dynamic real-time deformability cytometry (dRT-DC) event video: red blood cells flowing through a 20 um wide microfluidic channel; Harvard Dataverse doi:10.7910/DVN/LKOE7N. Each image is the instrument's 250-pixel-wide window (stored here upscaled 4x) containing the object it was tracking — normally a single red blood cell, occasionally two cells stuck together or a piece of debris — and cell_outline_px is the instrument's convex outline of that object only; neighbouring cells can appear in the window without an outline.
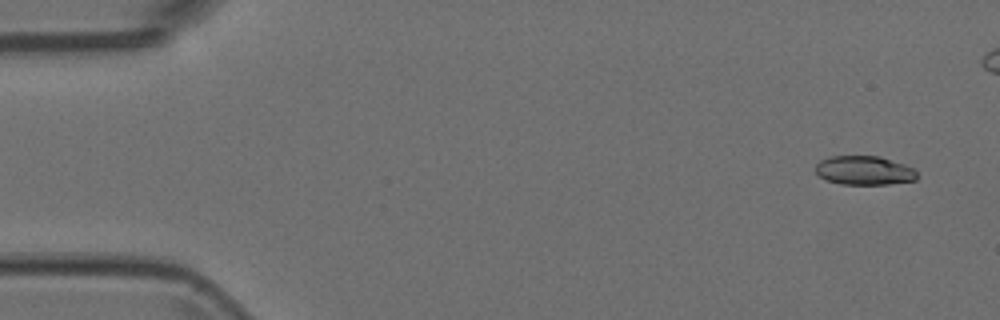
{"species": "Egyptian fruit bat (a non-hibernating species)", "species_latin": "Rousettus aegyptiacus", "temperature_condition": "room temperature", "stored_images_in_passage": 8, "segment_of_instrument_passage": [1, 2], "camera_frame_rate_fps": 3000, "um_per_image_px": 0.085, "animal": {"sex": "female"}, "frame": {"image": 1, "passage_image": 1, "time_ms": 0.0, "image_size_px": [1000, 320], "cell_outline_px": [[916, 180], [888, 184], [840, 184], [824, 180], [816, 172], [816, 164], [820, 160], [828, 156], [880, 156], [904, 164], [912, 168], [916, 172]], "centroid_in_image_um": [73.42, 14.48], "position_along_channel_um": 11.6, "area_um2": 17.17}}
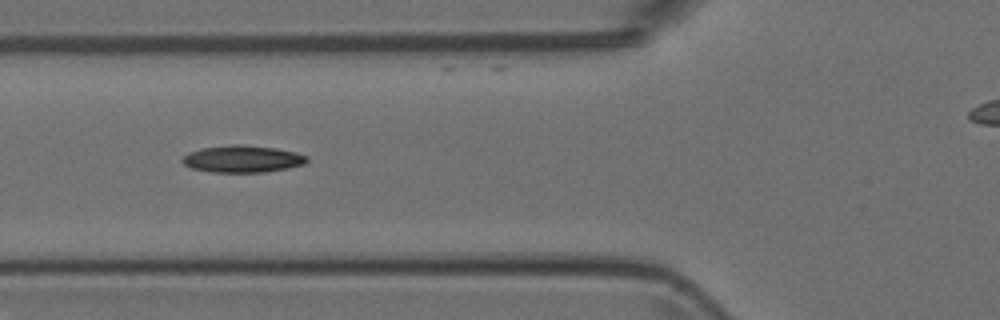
{"frame": {"image": 2, "passage_image": 6, "time_ms": 1.667, "image_size_px": [1000, 320], "cell_outline_px": [[308, 160], [304, 164], [288, 168], [264, 172], [212, 172], [192, 168], [184, 164], [180, 160], [188, 152], [204, 148], [232, 144], [244, 144], [276, 148], [296, 152], [308, 156]], "centroid_in_image_um": [20.63, 13.5], "position_along_channel_um": 105.2, "area_um2": 19.65}}
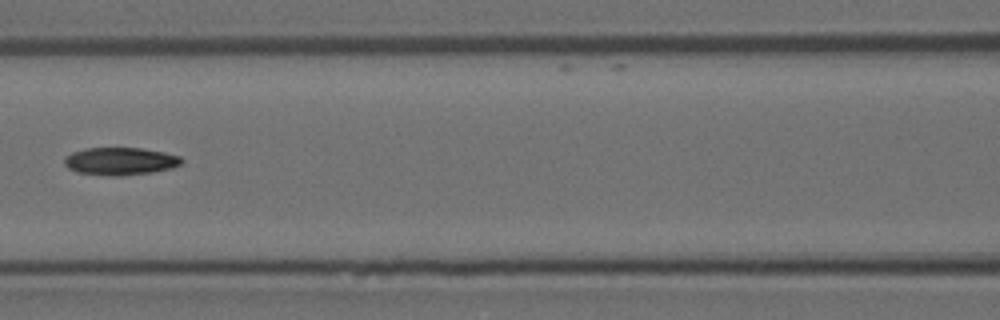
{"frame": {"image": 3, "passage_image": 7, "time_ms": 2.0, "image_size_px": [1000, 320], "cell_outline_px": [[184, 160], [180, 164], [172, 168], [152, 172], [120, 176], [112, 176], [76, 172], [68, 168], [64, 164], [64, 156], [72, 152], [84, 148], [140, 148], [164, 152], [180, 156]], "centroid_in_image_um": [10.2, 13.7], "position_along_channel_um": 156.4, "area_um2": 18.96}}